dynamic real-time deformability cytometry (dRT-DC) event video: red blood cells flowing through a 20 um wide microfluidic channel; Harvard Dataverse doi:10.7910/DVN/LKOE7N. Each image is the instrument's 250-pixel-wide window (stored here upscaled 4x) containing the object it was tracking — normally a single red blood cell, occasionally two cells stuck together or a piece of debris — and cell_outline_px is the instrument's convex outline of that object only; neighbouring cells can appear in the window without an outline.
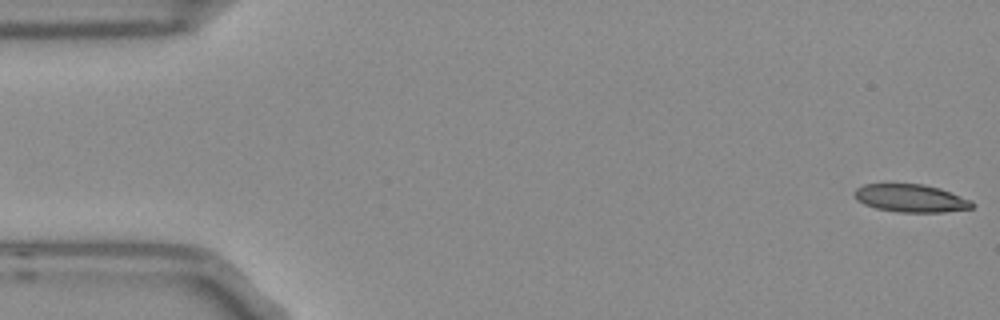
{"species": "Egyptian fruit bat (a non-hibernating species)", "species_latin": "Rousettus aegyptiacus", "temperature_condition": "room temperature", "stored_images_in_passage": 54, "camera_frame_rate_fps": 3000, "um_per_image_px": 0.085, "frame": {"image": 1, "passage_image": 1, "time_ms": 0.0, "image_size_px": [1000, 320], "cell_outline_px": [[976, 204], [972, 208], [944, 212], [900, 212], [876, 208], [864, 204], [856, 200], [852, 192], [856, 188], [864, 184], [924, 184], [940, 188], [972, 200]], "centroid_in_image_um": [77.42, 16.84], "position_along_channel_um": 7.6, "area_um2": 19.25}}
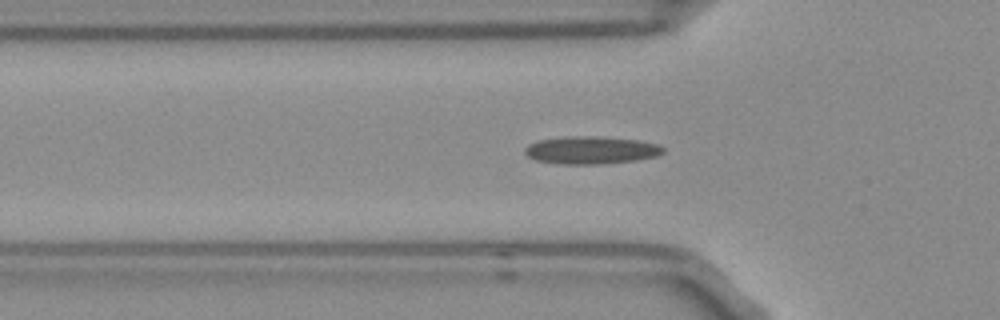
{"frame": {"image": 2, "passage_image": 17, "time_ms": 5.333, "image_size_px": [1000, 320], "cell_outline_px": [[664, 152], [656, 156], [636, 160], [600, 164], [564, 164], [536, 160], [528, 156], [524, 152], [524, 148], [528, 144], [536, 140], [568, 136], [592, 136], [636, 140], [656, 144], [664, 148]], "centroid_in_image_um": [50.19, 12.76], "position_along_channel_um": 75.6, "area_um2": 22.14}}
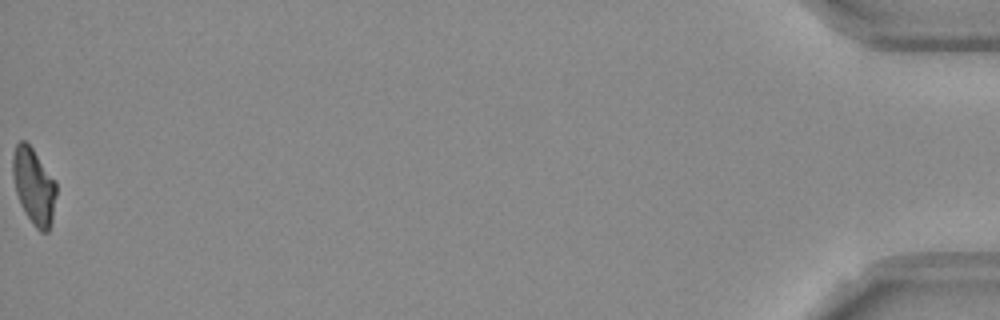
{"frame": {"image": 3, "passage_image": 54, "time_ms": 17.667, "image_size_px": [1000, 320], "cell_outline_px": [[56, 196], [52, 220], [48, 232], [40, 232], [32, 224], [20, 204], [16, 192], [12, 176], [12, 156], [16, 144], [20, 140], [24, 140], [32, 148], [56, 180]], "centroid_in_image_um": [2.87, 15.82], "position_along_channel_um": 432.3, "area_um2": 19.48}, "authors_computed_cell_mechanics": {"area_um2": 20.1433, "velocity_mm_per_s": 3.7617, "shape_relaxation_time_tau1_ms": null, "shape_relaxation_time_tau2_ms": 5.2109, "deformation_change_tau1": null, "deformation_change_tau2": 0.141}}